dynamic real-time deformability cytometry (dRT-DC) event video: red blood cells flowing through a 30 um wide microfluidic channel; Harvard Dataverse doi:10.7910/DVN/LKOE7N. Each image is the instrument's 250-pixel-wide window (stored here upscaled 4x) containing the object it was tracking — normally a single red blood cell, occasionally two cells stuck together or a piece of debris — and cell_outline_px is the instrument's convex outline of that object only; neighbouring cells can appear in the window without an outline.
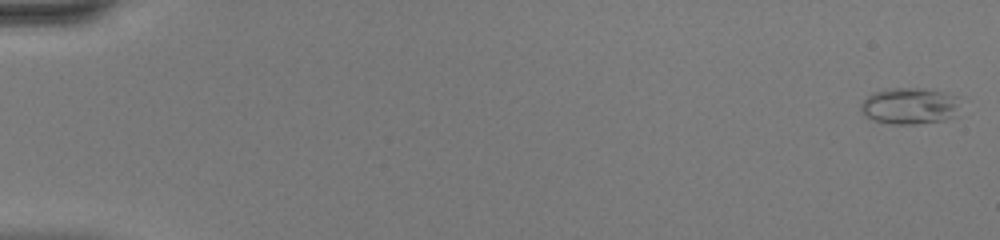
{"species": "common noctule bat (a hibernating species)", "species_latin": "Nyctalus noctula", "temperature_condition": "warm", "stored_images_in_passage": 47, "camera_frame_rate_fps": 3000, "um_per_image_px": 0.085, "animal": {"sex": "female", "body_mass_g": 20.0, "forearm_length_mm": 54.0}, "frame": {"image": 1, "passage_image": 1, "time_ms": 0.0, "image_size_px": [1000, 240], "cell_outline_px": [[956, 116], [944, 120], [916, 124], [892, 124], [876, 120], [864, 116], [860, 112], [860, 104], [868, 96], [876, 92], [888, 88], [924, 88], [956, 96]], "centroid_in_image_um": [77.26, 9.01], "position_along_channel_um": 7.7, "area_um2": 20.87}}
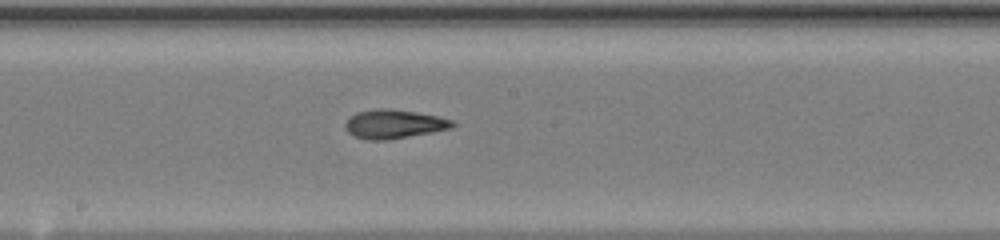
{"frame": {"image": 2, "passage_image": 27, "time_ms": 8.667, "image_size_px": [1000, 240], "cell_outline_px": [[456, 124], [452, 128], [432, 132], [388, 140], [364, 140], [348, 132], [344, 128], [344, 124], [348, 116], [356, 112], [376, 108], [392, 108], [416, 112], [436, 116], [452, 120]], "centroid_in_image_um": [33.43, 10.53], "position_along_channel_um": 214.8, "area_um2": 18.26}}
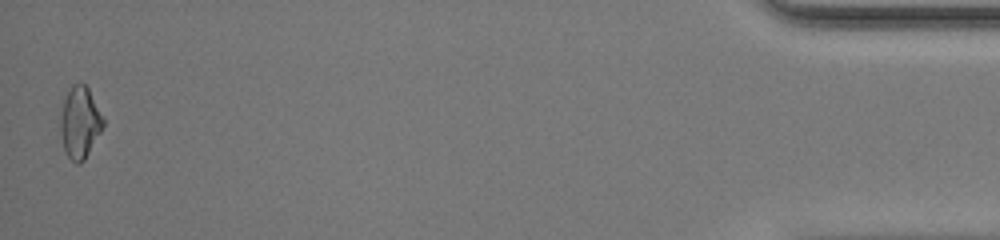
{"frame": {"image": 3, "passage_image": 47, "time_ms": 15.333, "image_size_px": [1000, 240], "cell_outline_px": [[104, 124], [100, 132], [84, 160], [80, 164], [76, 164], [64, 152], [60, 128], [60, 116], [64, 100], [72, 84], [80, 80], [88, 88], [104, 120]], "centroid_in_image_um": [6.77, 10.4], "position_along_channel_um": 428.4, "area_um2": 17.69}, "authors_computed_cell_mechanics": {"area_um2": 17.9758, "velocity_mm_per_s": 4.4725, "shape_relaxation_time_tau1_ms": 8.2998, "shape_relaxation_time_tau2_ms": 2.1991, "deformation_change_tau1": 0.2625, "deformation_change_tau2": 0.0898}}